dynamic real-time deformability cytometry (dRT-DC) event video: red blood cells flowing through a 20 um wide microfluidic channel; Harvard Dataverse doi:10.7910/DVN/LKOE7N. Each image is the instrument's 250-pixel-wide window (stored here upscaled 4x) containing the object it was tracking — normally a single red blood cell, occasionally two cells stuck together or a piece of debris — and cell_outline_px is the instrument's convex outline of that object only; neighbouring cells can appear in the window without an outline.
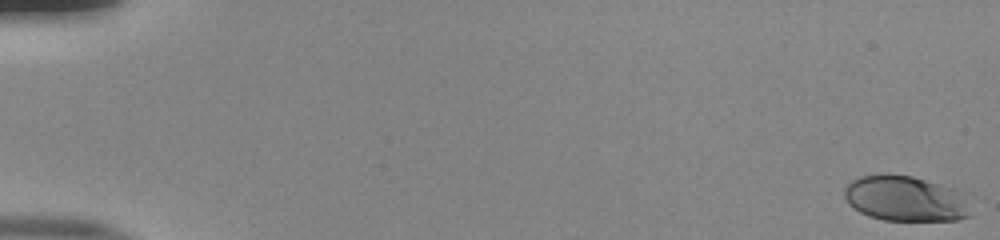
{"species": "human", "species_latin": "Homo sapiens", "temperature_condition": "room temperature", "stored_images_in_passage": 55, "camera_frame_rate_fps": 3000, "um_per_image_px": 0.085, "donor": {"sex": "male"}, "frame": {"image": 1, "passage_image": 1, "time_ms": 0.0, "image_size_px": [1000, 240], "cell_outline_px": [[972, 216], [956, 220], [884, 220], [868, 216], [852, 208], [848, 204], [844, 196], [844, 188], [852, 180], [860, 176], [884, 172], [888, 172], [912, 176], [952, 188], [964, 200]], "centroid_in_image_um": [76.85, 16.87], "position_along_channel_um": 8.1, "area_um2": 33.41}}
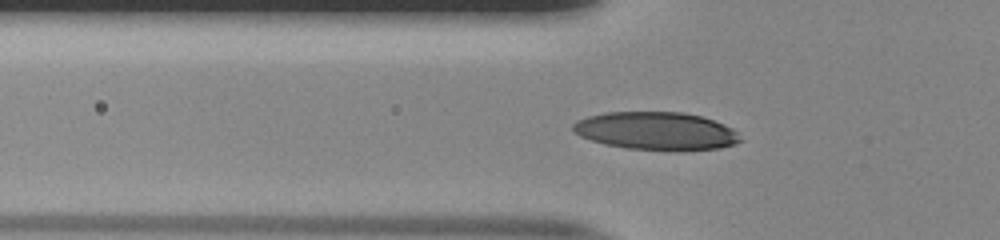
{"frame": {"image": 2, "passage_image": 20, "time_ms": 6.333, "image_size_px": [1000, 240], "cell_outline_px": [[744, 140], [736, 144], [720, 148], [680, 152], [628, 148], [604, 144], [580, 136], [572, 132], [572, 124], [576, 120], [588, 116], [604, 112], [684, 112], [700, 116], [724, 124], [732, 128]], "centroid_in_image_um": [55.79, 11.15], "position_along_channel_um": 70.0, "area_um2": 37.57}}
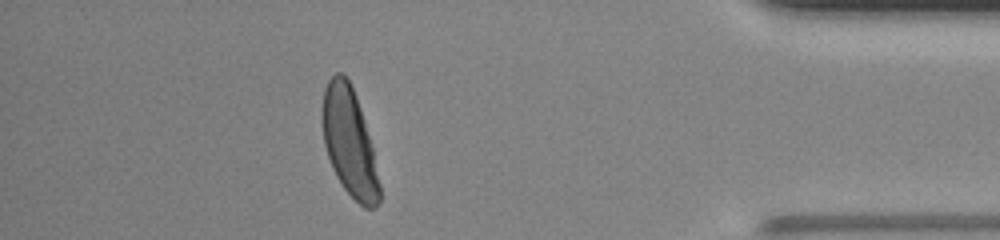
{"frame": {"image": 3, "passage_image": 49, "time_ms": 16.0, "image_size_px": [1000, 240], "cell_outline_px": [[380, 200], [376, 208], [364, 208], [344, 188], [336, 176], [332, 168], [324, 144], [320, 116], [324, 88], [328, 80], [336, 72], [344, 72], [356, 96], [364, 120], [372, 148], [380, 184]], "centroid_in_image_um": [29.66, 12.06], "position_along_channel_um": 405.5, "area_um2": 36.01}, "authors_computed_cell_mechanics": {"area_um2": 36.6452, "velocity_mm_per_s": 3.8592, "shape_relaxation_time_tau1_ms": 3.2513, "shape_relaxation_time_tau2_ms": null, "deformation_change_tau1": 0.1893, "deformation_change_tau2": null}}